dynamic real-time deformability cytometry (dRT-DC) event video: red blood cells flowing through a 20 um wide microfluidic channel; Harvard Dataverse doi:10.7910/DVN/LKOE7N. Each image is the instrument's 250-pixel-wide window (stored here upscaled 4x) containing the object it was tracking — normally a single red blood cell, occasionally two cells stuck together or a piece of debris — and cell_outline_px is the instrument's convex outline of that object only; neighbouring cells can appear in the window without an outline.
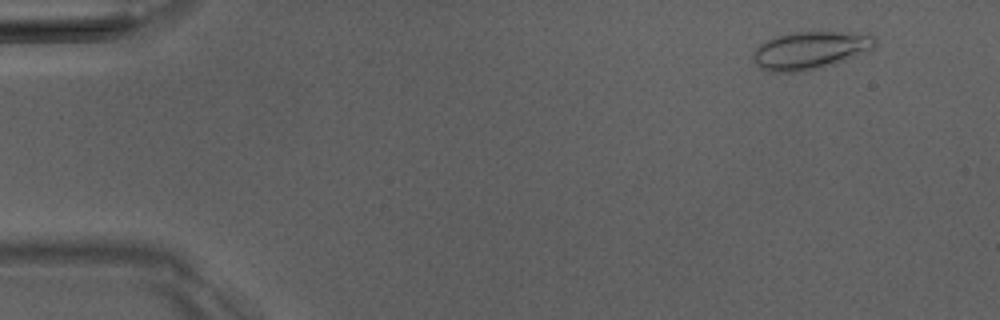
{"species": "Egyptian fruit bat (a non-hibernating species)", "species_latin": "Rousettus aegyptiacus", "temperature_condition": "room temperature", "stored_images_in_passage": 5, "camera_frame_rate_fps": 3000, "um_per_image_px": 0.085, "animal": {"sex": "male"}, "frame": {"image": 1, "passage_image": 2, "time_ms": 1.0, "image_size_px": [1000, 320], "cell_outline_px": [[876, 44], [868, 52], [820, 68], [804, 72], [768, 72], [760, 68], [752, 60], [752, 52], [760, 44], [772, 36], [788, 32], [868, 32], [876, 36]], "centroid_in_image_um": [68.86, 4.26], "position_along_channel_um": 16.1, "area_um2": 27.51}}